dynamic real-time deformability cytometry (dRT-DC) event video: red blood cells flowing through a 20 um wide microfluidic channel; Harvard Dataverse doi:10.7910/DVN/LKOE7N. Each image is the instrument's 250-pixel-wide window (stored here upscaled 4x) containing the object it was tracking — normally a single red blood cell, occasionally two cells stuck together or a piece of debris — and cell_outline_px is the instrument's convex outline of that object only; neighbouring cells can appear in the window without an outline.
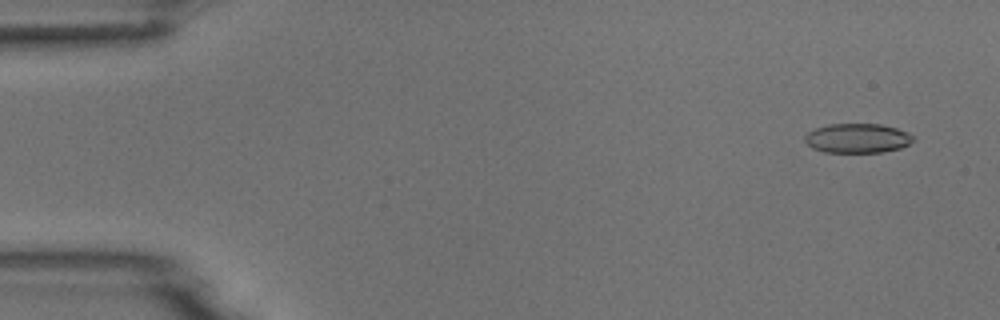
{"species": "common noctule bat (a hibernating species)", "species_latin": "Nyctalus noctula", "temperature_condition": "room temperature", "stored_images_in_passage": 5, "camera_frame_rate_fps": 3000, "um_per_image_px": 0.085, "animal": {"sex": "male", "body_mass_g": 18.8}, "frame": {"image": 1, "passage_image": 1, "time_ms": 0.0, "image_size_px": [1000, 320], "cell_outline_px": [[912, 140], [908, 144], [900, 148], [884, 152], [824, 152], [812, 148], [804, 140], [804, 136], [808, 132], [816, 128], [828, 124], [880, 124], [896, 128], [908, 132], [912, 136]], "centroid_in_image_um": [72.85, 11.75], "position_along_channel_um": 12.1, "area_um2": 18.5}}
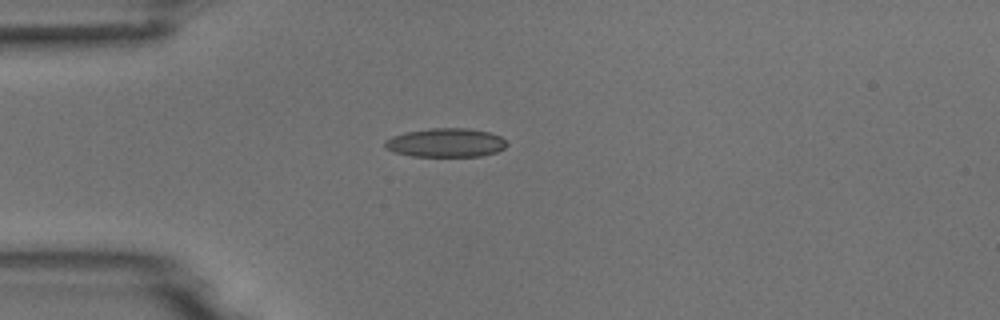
{"frame": {"image": 2, "passage_image": 4, "time_ms": 3.667, "image_size_px": [1000, 320], "cell_outline_px": [[508, 144], [504, 148], [496, 152], [480, 156], [412, 156], [396, 152], [388, 148], [384, 144], [384, 140], [392, 136], [404, 132], [432, 128], [468, 128], [488, 132], [500, 136]], "centroid_in_image_um": [37.89, 12.12], "position_along_channel_um": 47.1, "area_um2": 20.35}}